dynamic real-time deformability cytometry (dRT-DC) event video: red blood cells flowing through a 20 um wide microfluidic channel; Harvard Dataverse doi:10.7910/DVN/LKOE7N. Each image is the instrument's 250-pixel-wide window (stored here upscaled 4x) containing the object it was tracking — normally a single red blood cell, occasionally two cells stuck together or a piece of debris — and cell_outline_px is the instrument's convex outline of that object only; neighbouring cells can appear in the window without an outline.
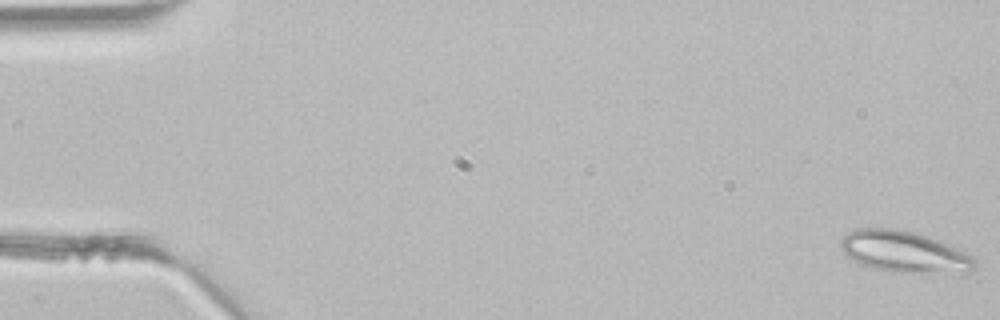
{"species": "common noctule bat (a hibernating species)", "species_latin": "Nyctalus noctula", "temperature_condition": "room temperature", "stored_images_in_passage": 43, "camera_frame_rate_fps": 3000, "um_per_image_px": 0.085, "animal": {"sex": "male", "body_mass_g": 21.5, "forearm_length_mm": 52.0}, "frame": {"image": 1, "passage_image": 1, "time_ms": 0.0, "image_size_px": [1000, 320], "cell_outline_px": [[976, 264], [964, 276], [892, 272], [872, 268], [860, 264], [852, 260], [840, 248], [840, 240], [848, 232], [856, 228], [892, 228], [912, 232], [936, 240], [956, 248], [972, 256], [976, 260]], "centroid_in_image_um": [76.89, 21.46], "position_along_channel_um": 8.1, "area_um2": 32.95}}
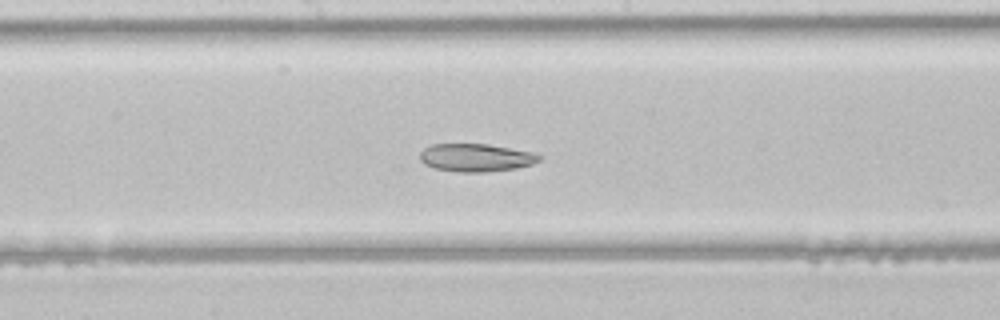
{"frame": {"image": 2, "passage_image": 23, "time_ms": 7.333, "image_size_px": [1000, 320], "cell_outline_px": [[540, 160], [532, 164], [516, 168], [484, 172], [460, 172], [436, 168], [424, 164], [420, 160], [420, 152], [424, 148], [432, 144], [488, 144], [532, 152], [540, 156]], "centroid_in_image_um": [40.43, 13.39], "position_along_channel_um": 207.8, "area_um2": 19.25}}
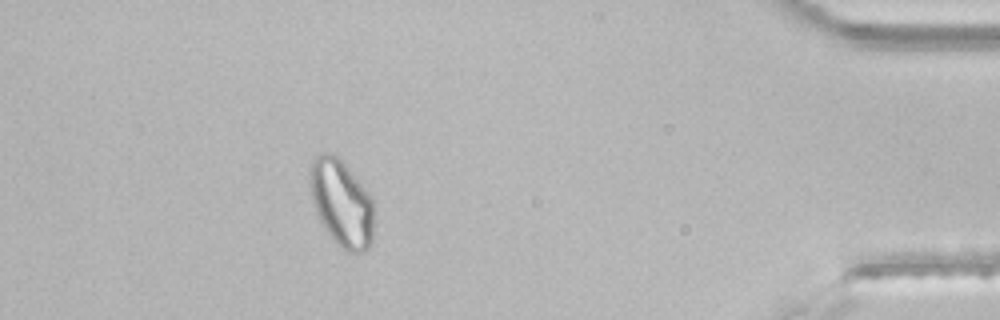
{"frame": {"image": 3, "passage_image": 39, "time_ms": 12.667, "image_size_px": [1000, 320], "cell_outline_px": [[372, 240], [368, 248], [364, 252], [344, 252], [332, 240], [320, 220], [316, 212], [312, 200], [308, 184], [308, 172], [316, 156], [324, 152], [332, 152], [344, 164], [372, 196]], "centroid_in_image_um": [29.0, 17.28], "position_along_channel_um": 406.2, "area_um2": 32.43}}